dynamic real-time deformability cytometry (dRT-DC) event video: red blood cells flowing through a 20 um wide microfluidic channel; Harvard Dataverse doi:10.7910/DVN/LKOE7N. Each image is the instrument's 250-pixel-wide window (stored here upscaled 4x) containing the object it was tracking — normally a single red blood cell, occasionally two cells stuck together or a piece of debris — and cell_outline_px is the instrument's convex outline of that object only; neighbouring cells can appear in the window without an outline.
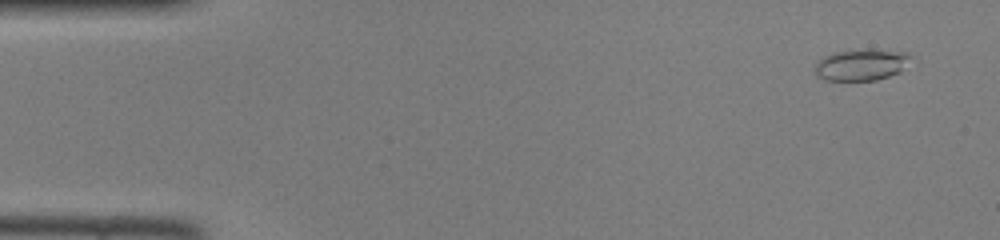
{"species": "common noctule bat (a hibernating species)", "species_latin": "Nyctalus noctula", "temperature_condition": "room temperature", "stored_images_in_passage": 46, "camera_frame_rate_fps": 3000, "um_per_image_px": 0.085, "animal": {"sex": "female", "body_mass_g": 22.0, "forearm_length_mm": 56.7}, "frame": {"image": 1, "passage_image": 3, "time_ms": 0.667, "image_size_px": [1000, 240], "cell_outline_px": [[908, 56], [900, 72], [876, 80], [828, 80], [816, 76], [816, 64], [820, 60], [836, 52], [904, 52]], "centroid_in_image_um": [73.13, 5.58], "position_along_channel_um": 11.9, "area_um2": 16.01}}
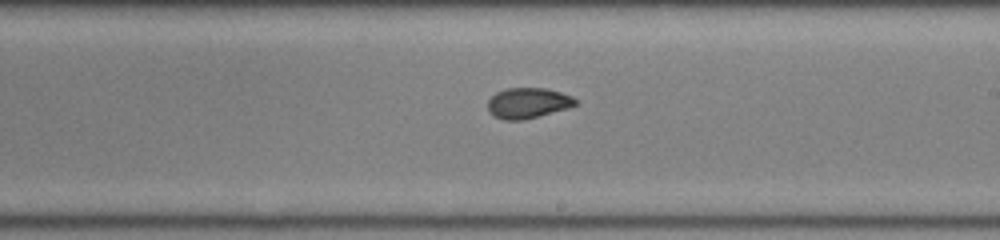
{"frame": {"image": 2, "passage_image": 27, "time_ms": 8.667, "image_size_px": [1000, 240], "cell_outline_px": [[576, 104], [568, 108], [520, 120], [504, 120], [492, 116], [488, 112], [488, 100], [496, 92], [508, 88], [544, 88], [560, 92], [572, 96], [576, 100]], "centroid_in_image_um": [44.83, 8.75], "position_along_channel_um": 244.2, "area_um2": 15.43}}
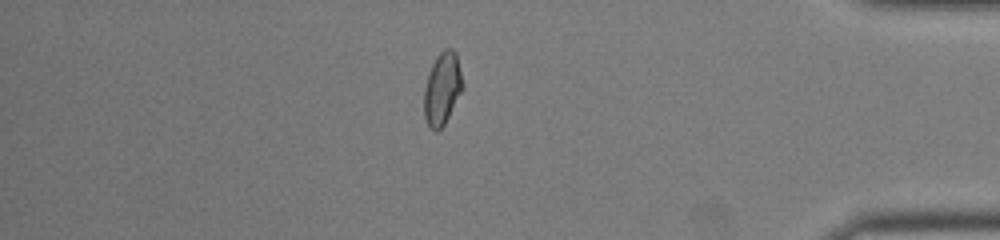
{"frame": {"image": 3, "passage_image": 40, "time_ms": 13.0, "image_size_px": [1000, 240], "cell_outline_px": [[464, 88], [444, 124], [436, 132], [428, 124], [424, 116], [424, 88], [432, 64], [436, 56], [444, 48], [452, 48], [456, 52]], "centroid_in_image_um": [37.6, 7.5], "position_along_channel_um": 397.6, "area_um2": 16.18}}